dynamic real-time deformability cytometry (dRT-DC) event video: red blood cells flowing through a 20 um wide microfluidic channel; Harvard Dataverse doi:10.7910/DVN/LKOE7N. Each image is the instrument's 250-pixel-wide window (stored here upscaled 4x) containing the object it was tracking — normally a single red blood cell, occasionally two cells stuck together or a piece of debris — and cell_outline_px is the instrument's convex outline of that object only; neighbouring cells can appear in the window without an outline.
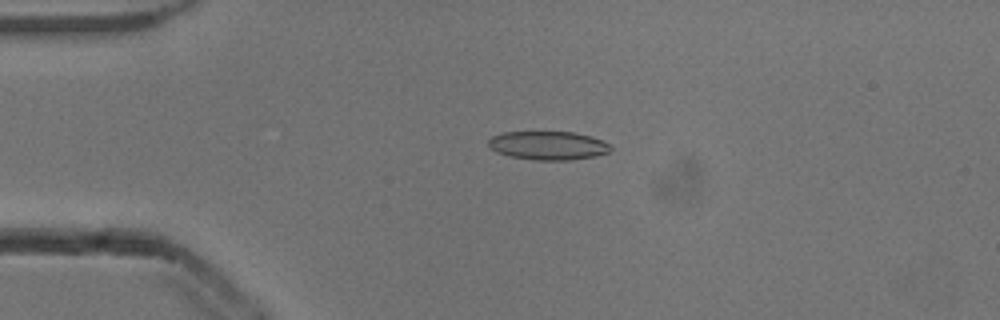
{"species": "common noctule bat (a hibernating species)", "species_latin": "Nyctalus noctula", "temperature_condition": "cold", "stored_images_in_passage": 53, "camera_frame_rate_fps": 3000, "um_per_image_px": 0.085, "animal": {"sex": "male", "body_mass_g": 13.3}, "frame": {"image": 1, "passage_image": 12, "time_ms": 3.667, "image_size_px": [1000, 320], "cell_outline_px": [[612, 152], [596, 156], [572, 160], [536, 160], [508, 156], [496, 152], [488, 148], [488, 140], [492, 136], [504, 132], [576, 132], [592, 136], [608, 144], [612, 148]], "centroid_in_image_um": [46.59, 12.37], "position_along_channel_um": 38.4, "area_um2": 20.63}}
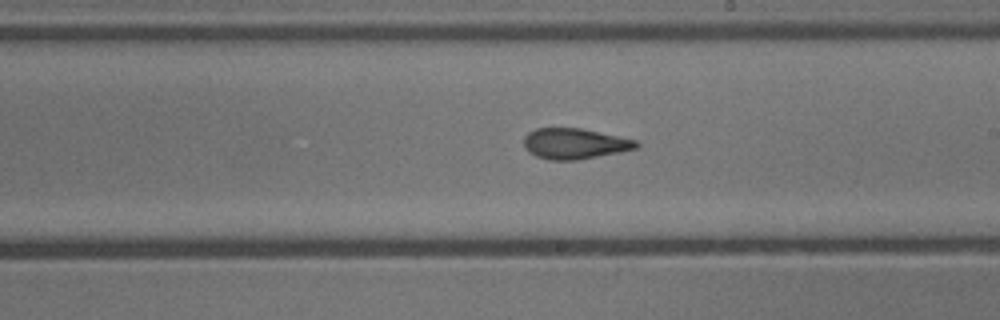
{"frame": {"image": 2, "passage_image": 30, "time_ms": 9.667, "image_size_px": [1000, 320], "cell_outline_px": [[640, 144], [636, 148], [620, 152], [576, 160], [548, 160], [536, 156], [528, 152], [524, 148], [524, 136], [528, 132], [536, 128], [580, 128], [636, 140]], "centroid_in_image_um": [48.8, 12.21], "position_along_channel_um": 240.2, "area_um2": 20.06}}
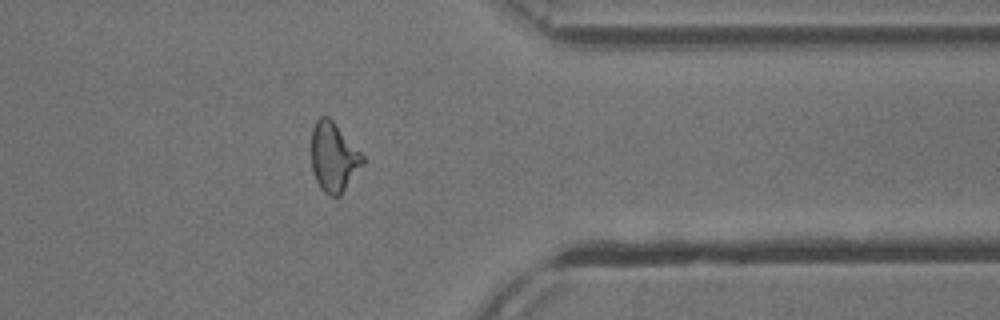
{"frame": {"image": 3, "passage_image": 42, "time_ms": 13.667, "image_size_px": [1000, 320], "cell_outline_px": [[364, 164], [340, 196], [328, 196], [320, 188], [312, 172], [312, 128], [316, 120], [320, 116], [328, 116], [332, 120], [364, 156]], "centroid_in_image_um": [28.36, 13.38], "position_along_channel_um": 383.0, "area_um2": 20.69}, "authors_computed_cell_mechanics": {"area_um2": 20.6346, "velocity_mm_per_s": 3.8776, "shape_relaxation_time_tau1_ms": 7.8918, "shape_relaxation_time_tau2_ms": 2.0655, "deformation_change_tau1": 0.1722, "deformation_change_tau2": 0.0876}}